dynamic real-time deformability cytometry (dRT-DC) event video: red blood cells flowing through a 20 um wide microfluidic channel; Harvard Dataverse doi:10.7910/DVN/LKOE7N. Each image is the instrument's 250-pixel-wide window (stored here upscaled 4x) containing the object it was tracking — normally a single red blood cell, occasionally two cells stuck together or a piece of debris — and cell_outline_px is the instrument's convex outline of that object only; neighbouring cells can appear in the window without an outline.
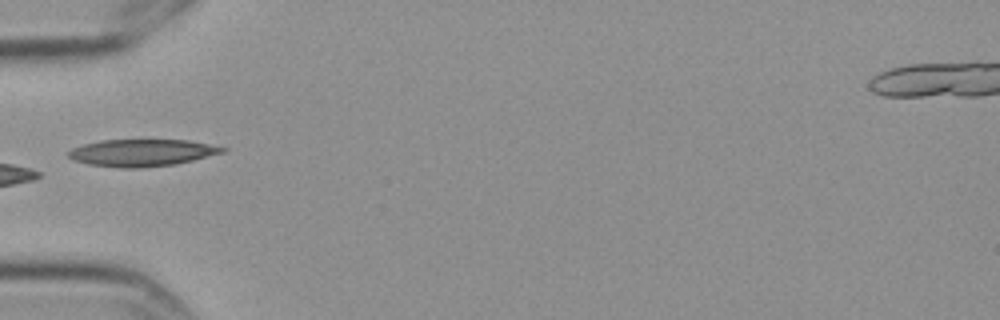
{"species": "Egyptian fruit bat (a non-hibernating species)", "species_latin": "Rousettus aegyptiacus", "temperature_condition": "cold", "stored_images_in_passage": 5, "camera_frame_rate_fps": 3000, "um_per_image_px": 0.085, "frame": {"image": 1, "passage_image": 5, "time_ms": 1.333, "image_size_px": [1000, 320], "cell_outline_px": [[228, 148], [224, 152], [176, 164], [140, 168], [124, 168], [88, 164], [72, 160], [68, 156], [68, 152], [72, 148], [84, 144], [100, 140], [188, 140]], "centroid_in_image_um": [12.04, 12.98], "position_along_channel_um": 73.0, "area_um2": 24.16}}